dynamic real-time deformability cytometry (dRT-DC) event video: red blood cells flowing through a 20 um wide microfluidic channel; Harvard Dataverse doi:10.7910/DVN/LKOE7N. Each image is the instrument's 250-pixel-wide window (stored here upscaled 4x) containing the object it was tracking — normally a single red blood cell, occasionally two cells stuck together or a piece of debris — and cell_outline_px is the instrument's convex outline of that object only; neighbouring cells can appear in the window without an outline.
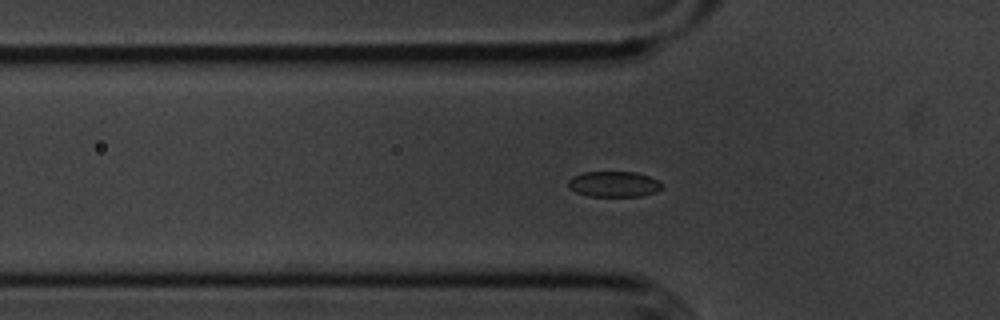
{"species": "common noctule bat (a hibernating species)", "species_latin": "Nyctalus noctula", "temperature_condition": "cold", "stored_images_in_passage": 57, "camera_frame_rate_fps": 3000, "um_per_image_px": 0.085, "animal": {"sex": "male", "body_mass_g": 20.1, "forearm_length_mm": 53.5}, "frame": {"image": 1, "passage_image": 18, "time_ms": 5.667, "image_size_px": [1000, 320], "cell_outline_px": [[660, 188], [656, 192], [640, 196], [588, 196], [576, 192], [568, 184], [568, 180], [572, 176], [584, 172], [636, 172], [648, 176], [656, 180], [660, 184]], "centroid_in_image_um": [52.14, 15.65], "position_along_channel_um": 73.7, "area_um2": 13.76}}
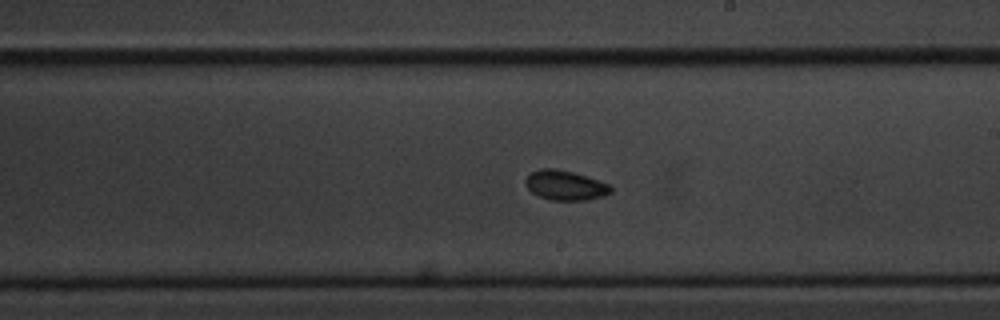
{"frame": {"image": 2, "passage_image": 32, "time_ms": 10.333, "image_size_px": [1000, 320], "cell_outline_px": [[612, 192], [604, 196], [584, 200], [548, 200], [536, 196], [524, 184], [524, 180], [532, 172], [540, 168], [552, 168], [572, 172], [588, 176], [612, 184]], "centroid_in_image_um": [48.06, 15.76], "position_along_channel_um": 240.9, "area_um2": 15.03}}
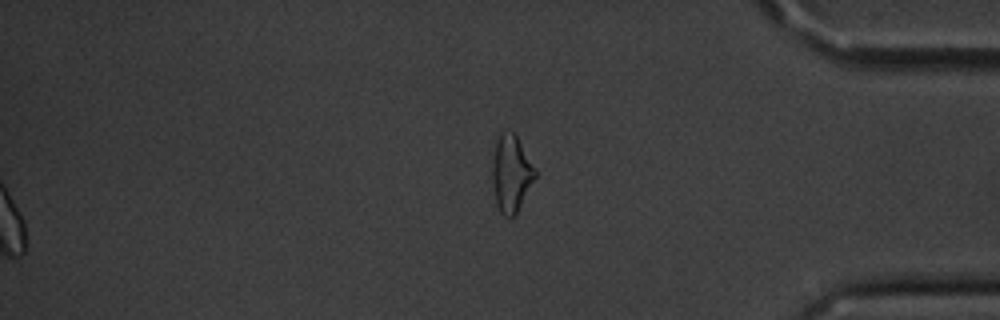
{"frame": {"image": 3, "passage_image": 57, "time_ms": 18.667, "image_size_px": [1000, 320], "cell_outline_px": [[536, 176], [516, 216], [504, 216], [500, 212], [496, 204], [492, 180], [492, 164], [496, 140], [500, 132], [512, 132], [516, 136], [536, 168]], "centroid_in_image_um": [43.45, 14.78], "position_along_channel_um": 391.8, "area_um2": 19.19}, "authors_computed_cell_mechanics": {"area_um2": 14.9124, "velocity_mm_per_s": 3.5718, "shape_relaxation_time_tau1_ms": null, "shape_relaxation_time_tau2_ms": 2.5084, "deformation_change_tau1": null, "deformation_change_tau2": 0.0614}}